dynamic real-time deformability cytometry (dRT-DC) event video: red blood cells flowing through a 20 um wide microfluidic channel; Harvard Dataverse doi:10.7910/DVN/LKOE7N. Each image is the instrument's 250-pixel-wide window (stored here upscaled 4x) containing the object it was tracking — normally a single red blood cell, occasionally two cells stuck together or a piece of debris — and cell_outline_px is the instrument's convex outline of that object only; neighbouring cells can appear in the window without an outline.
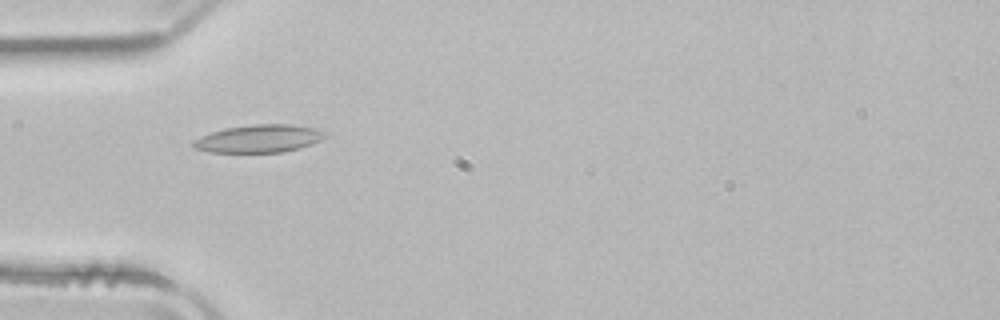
{"species": "common noctule bat (a hibernating species)", "species_latin": "Nyctalus noctula", "temperature_condition": "room temperature", "stored_images_in_passage": 36, "camera_frame_rate_fps": 3000, "um_per_image_px": 0.085, "animal": {"sex": "male", "body_mass_g": 21.5, "forearm_length_mm": 52.0}, "frame": {"image": 1, "passage_image": 7, "time_ms": 2.0, "image_size_px": [1000, 320], "cell_outline_px": [[328, 136], [312, 144], [300, 148], [284, 152], [208, 152], [196, 148], [192, 144], [192, 140], [200, 136], [224, 128], [252, 124], [292, 124], [312, 128], [328, 132]], "centroid_in_image_um": [22.03, 11.78], "position_along_channel_um": 63.0, "area_um2": 21.44}}
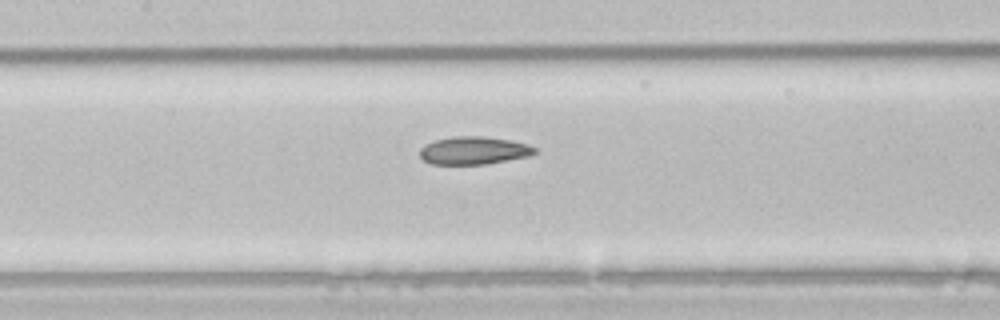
{"frame": {"image": 2, "passage_image": 15, "time_ms": 4.667, "image_size_px": [1000, 320], "cell_outline_px": [[536, 152], [528, 156], [484, 164], [432, 164], [424, 160], [420, 156], [420, 148], [424, 144], [436, 140], [452, 136], [484, 136], [512, 140], [528, 144], [536, 148]], "centroid_in_image_um": [40.26, 12.78], "position_along_channel_um": 167.1, "area_um2": 18.61}}
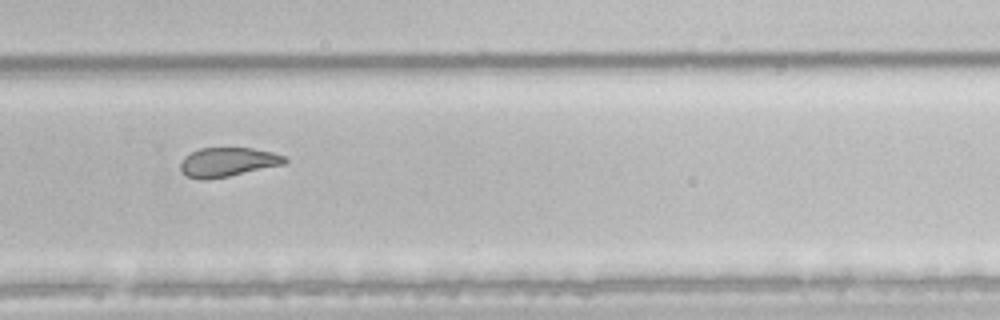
{"frame": {"image": 3, "passage_image": 26, "time_ms": 8.333, "image_size_px": [1000, 320], "cell_outline_px": [[288, 160], [284, 164], [228, 176], [208, 180], [200, 180], [188, 176], [180, 168], [180, 164], [184, 156], [200, 148], [252, 148], [272, 152], [284, 156]], "centroid_in_image_um": [19.34, 13.77], "position_along_channel_um": 310.5, "area_um2": 17.57}, "authors_computed_cell_mechanics": {"area_um2": 18.8428, "velocity_mm_per_s": 3.9301, "shape_relaxation_time_tau1_ms": null, "shape_relaxation_time_tau2_ms": 2.3059, "deformation_change_tau1": null, "deformation_change_tau2": 0.0832}}